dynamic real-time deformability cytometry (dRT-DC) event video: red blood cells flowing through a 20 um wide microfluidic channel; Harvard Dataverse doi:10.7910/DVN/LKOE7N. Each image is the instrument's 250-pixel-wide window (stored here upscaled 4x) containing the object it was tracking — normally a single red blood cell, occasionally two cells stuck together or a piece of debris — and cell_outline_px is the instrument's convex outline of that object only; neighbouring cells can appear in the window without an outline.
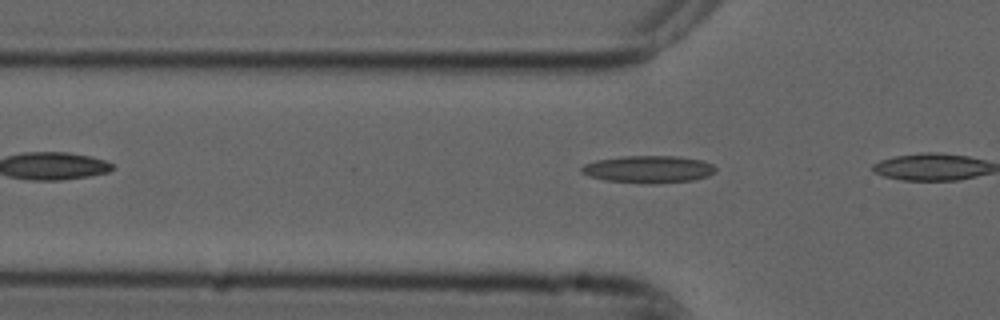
{"species": "common noctule bat (a hibernating species)", "species_latin": "Nyctalus noctula", "temperature_condition": "cold", "stored_images_in_passage": 3, "camera_frame_rate_fps": 3000, "um_per_image_px": 0.085, "animal": {"sex": "male", "forearm_length_mm": 52.5}, "frame": {"image": 1, "passage_image": 2, "time_ms": 0.333, "image_size_px": [1000, 320], "cell_outline_px": [[716, 172], [708, 176], [692, 180], [656, 184], [640, 184], [604, 180], [588, 176], [580, 172], [580, 168], [584, 164], [596, 160], [624, 156], [676, 156], [704, 160], [712, 164], [716, 168]], "centroid_in_image_um": [55.11, 14.4], "position_along_channel_um": 70.7, "area_um2": 21.68}}